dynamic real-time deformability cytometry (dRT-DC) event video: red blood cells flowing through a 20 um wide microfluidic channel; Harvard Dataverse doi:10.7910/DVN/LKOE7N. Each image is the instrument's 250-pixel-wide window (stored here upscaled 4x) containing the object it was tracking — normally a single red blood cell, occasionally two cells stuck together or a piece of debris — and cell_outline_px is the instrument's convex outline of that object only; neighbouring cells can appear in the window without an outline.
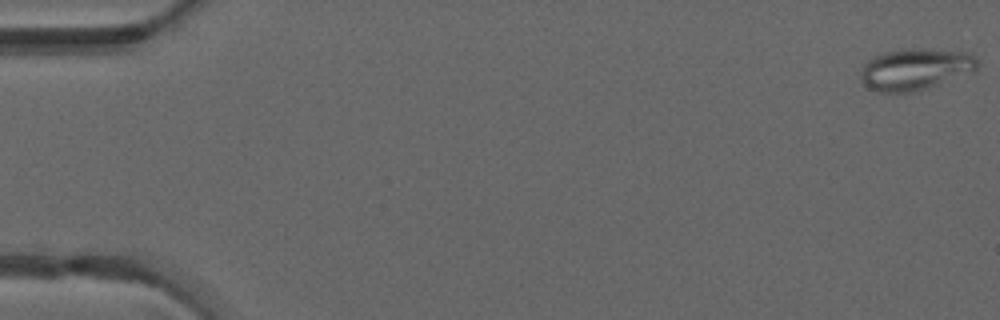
{"species": "common noctule bat (a hibernating species)", "species_latin": "Nyctalus noctula", "temperature_condition": "warm", "stored_images_in_passage": 49, "camera_frame_rate_fps": 3000, "um_per_image_px": 0.085, "animal": {"sex": "male", "forearm_length_mm": 52.5}, "frame": {"image": 1, "passage_image": 1, "time_ms": 0.0, "image_size_px": [1000, 320], "cell_outline_px": [[976, 68], [928, 88], [912, 92], [880, 92], [868, 88], [860, 80], [860, 76], [864, 64], [868, 60], [884, 52], [908, 48], [920, 48], [964, 52], [972, 56], [976, 60]], "centroid_in_image_um": [77.7, 5.88], "position_along_channel_um": 7.3, "area_um2": 27.57}}
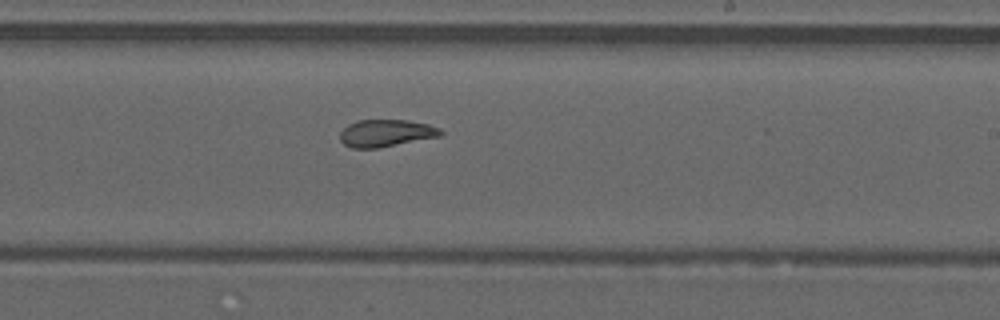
{"frame": {"image": 2, "passage_image": 30, "time_ms": 9.667, "image_size_px": [1000, 320], "cell_outline_px": [[444, 132], [440, 136], [376, 148], [352, 148], [344, 144], [340, 140], [340, 132], [348, 124], [356, 120], [408, 120], [428, 124], [440, 128]], "centroid_in_image_um": [32.79, 11.3], "position_along_channel_um": 256.2, "area_um2": 15.9}}
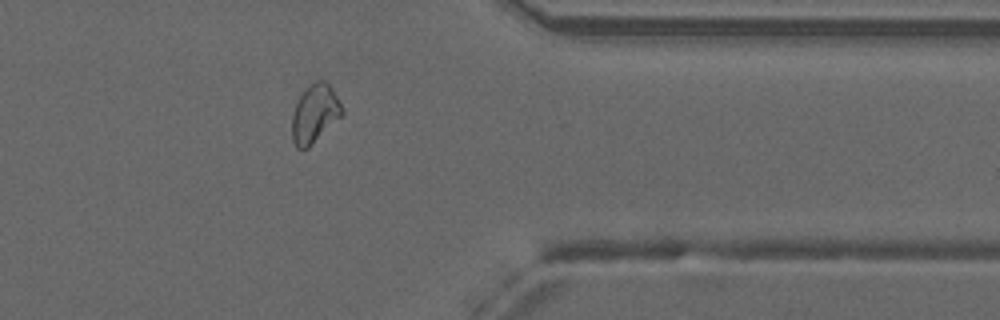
{"frame": {"image": 3, "passage_image": 40, "time_ms": 13.0, "image_size_px": [1000, 320], "cell_outline_px": [[344, 116], [308, 148], [296, 148], [292, 140], [292, 112], [300, 96], [308, 84], [316, 80], [324, 80], [328, 84], [344, 108]], "centroid_in_image_um": [26.77, 9.67], "position_along_channel_um": 384.6, "area_um2": 17.28}, "authors_computed_cell_mechanics": {"area_um2": 18.4382, "velocity_mm_per_s": 4.2064, "shape_relaxation_time_tau1_ms": null, "shape_relaxation_time_tau2_ms": 1.8776, "deformation_change_tau1": null, "deformation_change_tau2": 0.088}}